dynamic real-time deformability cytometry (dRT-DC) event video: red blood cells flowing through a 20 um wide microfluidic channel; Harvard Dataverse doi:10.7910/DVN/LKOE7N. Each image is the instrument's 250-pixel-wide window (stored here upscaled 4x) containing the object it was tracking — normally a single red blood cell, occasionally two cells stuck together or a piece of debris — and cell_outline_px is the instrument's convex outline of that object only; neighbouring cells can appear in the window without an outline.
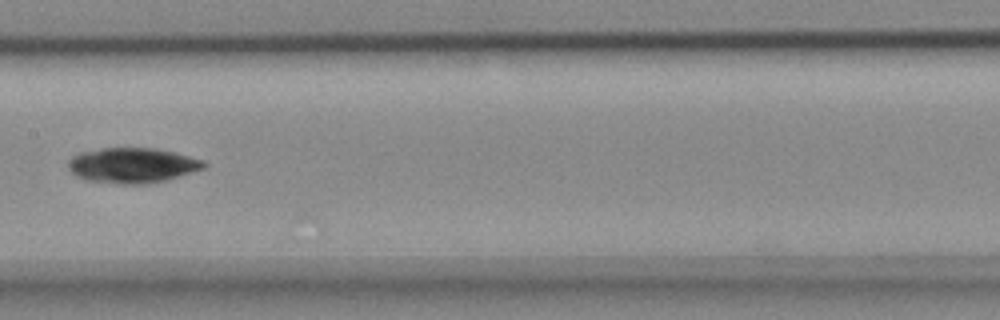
{"species": "common noctule bat (a hibernating species)", "species_latin": "Nyctalus noctula", "temperature_condition": "cold", "stored_images_in_passage": 9, "camera_frame_rate_fps": 3000, "um_per_image_px": 0.085, "animal": {"sex": "female", "body_mass_g": 18.4}, "frame": {"image": 1, "passage_image": 6, "time_ms": 1.667, "image_size_px": [1000, 320], "cell_outline_px": [[208, 164], [204, 168], [164, 180], [148, 184], [120, 184], [84, 180], [76, 176], [68, 168], [68, 160], [72, 156], [80, 152], [104, 148], [156, 148], [176, 152], [200, 160]], "centroid_in_image_um": [11.2, 14.05], "position_along_channel_um": 196.2, "area_um2": 27.74}}
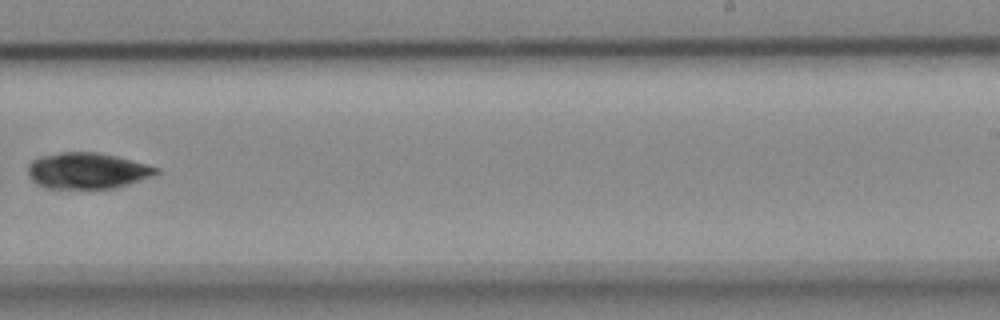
{"frame": {"image": 2, "passage_image": 8, "time_ms": 2.333, "image_size_px": [1000, 320], "cell_outline_px": [[160, 172], [116, 188], [48, 188], [32, 180], [28, 176], [28, 164], [32, 160], [40, 156], [60, 152], [96, 152], [116, 156], [132, 160], [160, 168]], "centroid_in_image_um": [7.39, 14.5], "position_along_channel_um": 281.6, "area_um2": 26.7}}
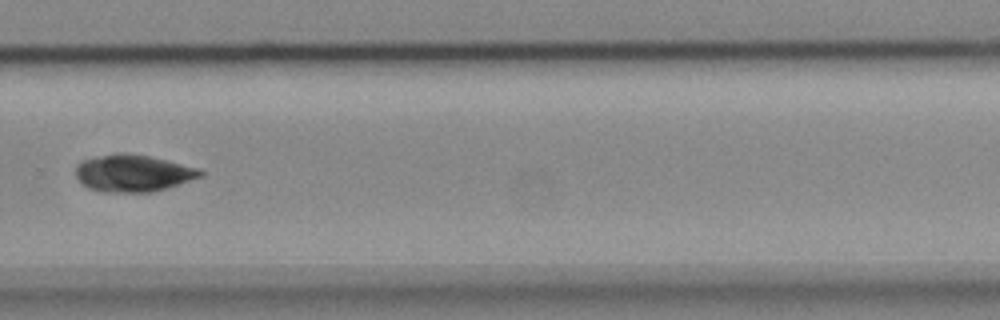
{"frame": {"image": 3, "passage_image": 9, "time_ms": 2.667, "image_size_px": [1000, 320], "cell_outline_px": [[204, 176], [152, 192], [100, 192], [88, 188], [76, 176], [76, 164], [80, 160], [120, 152], [132, 152], [200, 168], [204, 172]], "centroid_in_image_um": [11.31, 14.71], "position_along_channel_um": 318.5, "area_um2": 27.05}}